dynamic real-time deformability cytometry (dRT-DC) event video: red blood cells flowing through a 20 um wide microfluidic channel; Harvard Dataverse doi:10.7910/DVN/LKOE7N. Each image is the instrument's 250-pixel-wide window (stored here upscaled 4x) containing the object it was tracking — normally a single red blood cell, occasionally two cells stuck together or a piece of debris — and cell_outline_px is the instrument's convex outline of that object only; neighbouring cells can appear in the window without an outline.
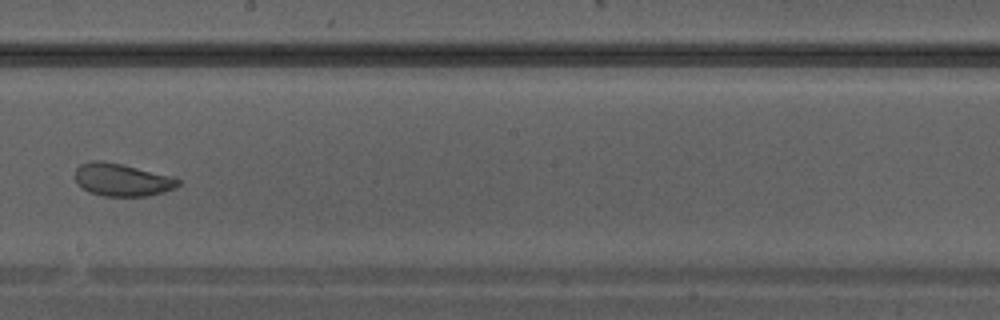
{"species": "Egyptian fruit bat (a non-hibernating species)", "species_latin": "Rousettus aegyptiacus", "temperature_condition": "warm", "stored_images_in_passage": 37, "camera_frame_rate_fps": 3000, "um_per_image_px": 0.085, "animal": {"sex": "male"}, "frame": {"image": 1, "passage_image": 22, "time_ms": 7.0, "image_size_px": [1000, 320], "cell_outline_px": [[180, 184], [176, 188], [164, 192], [148, 196], [104, 196], [88, 192], [76, 180], [76, 168], [80, 164], [92, 160], [100, 160], [124, 164], [172, 176], [180, 180]], "centroid_in_image_um": [10.4, 15.28], "position_along_channel_um": 237.8, "area_um2": 19.71}}